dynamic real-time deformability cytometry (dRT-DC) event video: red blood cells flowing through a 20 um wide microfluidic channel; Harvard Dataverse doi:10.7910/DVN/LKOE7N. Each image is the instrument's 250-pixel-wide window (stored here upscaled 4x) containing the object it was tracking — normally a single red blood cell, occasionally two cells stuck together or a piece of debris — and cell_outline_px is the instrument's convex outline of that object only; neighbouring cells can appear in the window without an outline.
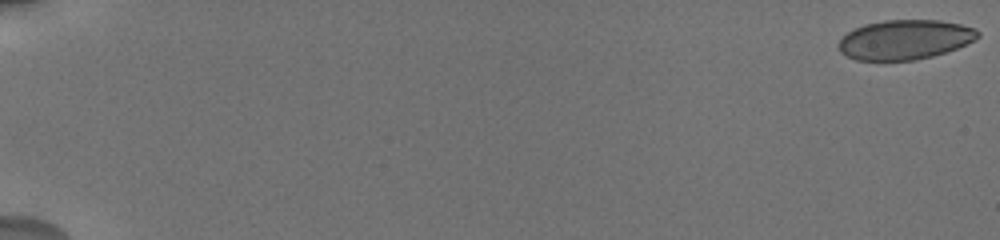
{"species": "human", "species_latin": "Homo sapiens", "temperature_condition": "cold", "stored_images_in_passage": 11, "camera_frame_rate_fps": 3000, "um_per_image_px": 0.085, "donor": {"sex": "male"}, "frame": {"image": 1, "passage_image": 1, "time_ms": 0.0, "image_size_px": [1000, 240], "cell_outline_px": [[980, 36], [956, 48], [932, 56], [916, 60], [856, 60], [840, 52], [840, 40], [848, 32], [864, 24], [884, 20], [940, 20], [960, 24], [976, 28], [980, 32]], "centroid_in_image_um": [76.93, 3.36], "position_along_channel_um": 8.1, "area_um2": 31.85}}
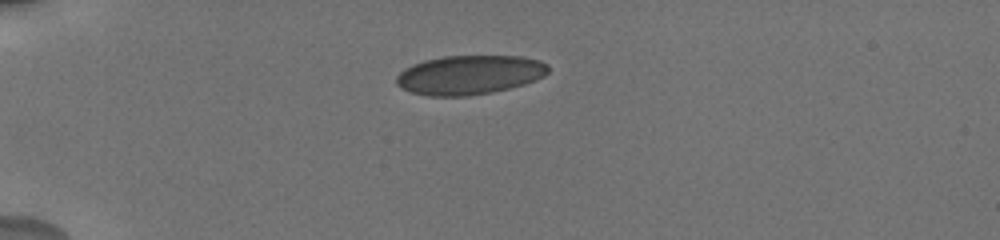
{"frame": {"image": 2, "passage_image": 8, "time_ms": 5.333, "image_size_px": [1000, 240], "cell_outline_px": [[548, 72], [544, 76], [536, 80], [524, 84], [492, 92], [468, 96], [428, 96], [412, 92], [396, 84], [396, 76], [404, 68], [412, 64], [424, 60], [444, 56], [520, 56], [540, 60], [548, 64]], "centroid_in_image_um": [39.91, 6.36], "position_along_channel_um": 45.1, "area_um2": 34.74}}
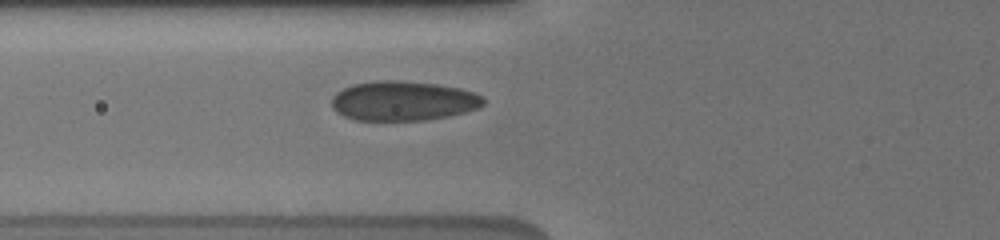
{"frame": {"image": 3, "passage_image": 11, "time_ms": 7.667, "image_size_px": [1000, 240], "cell_outline_px": [[484, 104], [480, 108], [448, 116], [424, 120], [356, 120], [344, 116], [336, 112], [332, 108], [332, 96], [336, 92], [352, 84], [376, 80], [392, 80], [436, 84], [460, 88], [484, 96]], "centroid_in_image_um": [34.26, 8.57], "position_along_channel_um": 91.5, "area_um2": 35.08}}